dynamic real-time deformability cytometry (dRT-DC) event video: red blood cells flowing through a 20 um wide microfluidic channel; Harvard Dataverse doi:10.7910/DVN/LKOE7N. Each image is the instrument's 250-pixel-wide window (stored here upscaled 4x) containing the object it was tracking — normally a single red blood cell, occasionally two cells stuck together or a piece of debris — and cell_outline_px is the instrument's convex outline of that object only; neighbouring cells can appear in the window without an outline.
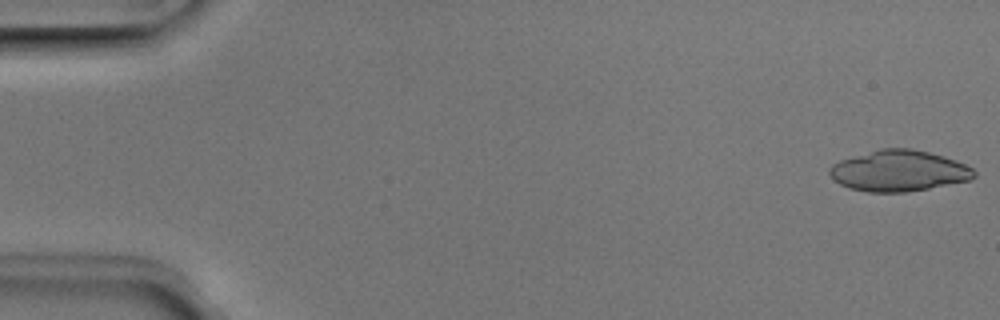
{"species": "Egyptian fruit bat (a non-hibernating species)", "species_latin": "Rousettus aegyptiacus", "temperature_condition": "room temperature", "stored_images_in_passage": 18, "camera_frame_rate_fps": 3000, "um_per_image_px": 0.085, "animal": {"sex": "male"}, "frame": {"image": 1, "passage_image": 1, "time_ms": 0.0, "image_size_px": [1000, 320], "cell_outline_px": [[976, 176], [972, 180], [928, 188], [904, 192], [868, 192], [848, 188], [840, 184], [828, 172], [828, 168], [832, 164], [840, 160], [880, 148], [912, 148], [944, 156], [956, 160], [972, 168], [976, 172]], "centroid_in_image_um": [76.41, 14.52], "position_along_channel_um": 8.6, "area_um2": 34.56}}